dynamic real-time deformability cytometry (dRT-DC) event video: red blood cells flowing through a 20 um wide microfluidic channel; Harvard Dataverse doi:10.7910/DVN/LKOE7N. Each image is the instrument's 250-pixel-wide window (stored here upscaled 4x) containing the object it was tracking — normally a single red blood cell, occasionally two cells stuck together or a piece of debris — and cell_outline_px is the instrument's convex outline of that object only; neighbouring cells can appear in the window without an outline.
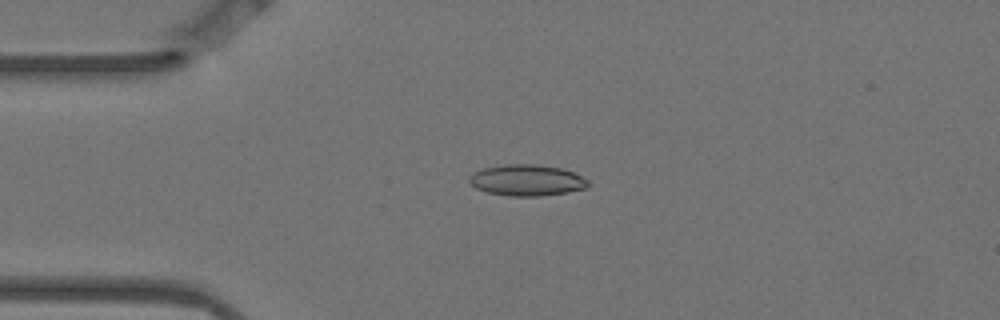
{"species": "Egyptian fruit bat (a non-hibernating species)", "species_latin": "Rousettus aegyptiacus", "temperature_condition": "warm", "stored_images_in_passage": 4, "camera_frame_rate_fps": 3000, "um_per_image_px": 0.085, "animal": {"sex": "female"}, "frame": {"image": 1, "passage_image": 3, "time_ms": 0.667, "image_size_px": [1000, 320], "cell_outline_px": [[588, 184], [584, 188], [568, 192], [540, 196], [512, 196], [488, 192], [476, 188], [468, 180], [468, 176], [472, 172], [484, 168], [504, 164], [532, 164], [564, 168], [588, 180]], "centroid_in_image_um": [44.75, 15.31], "position_along_channel_um": 40.3, "area_um2": 21.5}}